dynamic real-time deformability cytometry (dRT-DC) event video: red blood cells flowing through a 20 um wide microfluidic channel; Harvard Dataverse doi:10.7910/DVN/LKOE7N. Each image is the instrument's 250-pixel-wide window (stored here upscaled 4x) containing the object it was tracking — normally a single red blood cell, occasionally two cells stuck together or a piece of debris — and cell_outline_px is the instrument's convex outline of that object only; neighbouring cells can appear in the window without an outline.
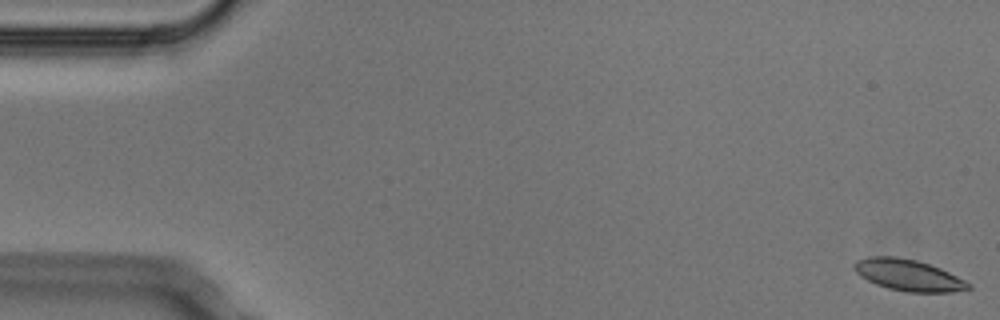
{"species": "Egyptian fruit bat (a non-hibernating species)", "species_latin": "Rousettus aegyptiacus", "temperature_condition": "cold", "stored_images_in_passage": 5, "camera_frame_rate_fps": 3000, "um_per_image_px": 0.085, "animal": {"sex": "male"}, "frame": {"image": 1, "passage_image": 1, "time_ms": 0.0, "image_size_px": [1000, 320], "cell_outline_px": [[972, 288], [952, 292], [908, 292], [888, 288], [876, 284], [860, 276], [852, 268], [856, 260], [868, 256], [896, 256], [916, 260], [940, 268], [972, 284]], "centroid_in_image_um": [77.19, 23.38], "position_along_channel_um": 7.8, "area_um2": 20.87}}
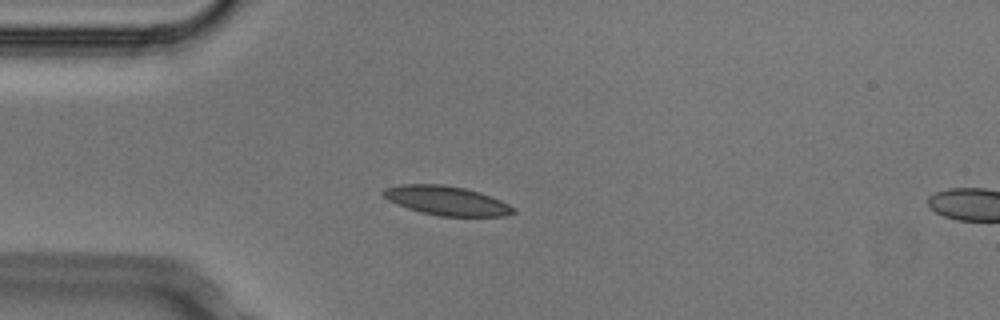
{"frame": {"image": 2, "passage_image": 4, "time_ms": 1.0, "image_size_px": [1000, 320], "cell_outline_px": [[516, 212], [504, 216], [440, 216], [420, 212], [396, 204], [388, 200], [380, 192], [384, 188], [400, 184], [444, 184], [464, 188], [480, 192], [500, 200], [516, 208]], "centroid_in_image_um": [37.94, 17.05], "position_along_channel_um": 47.1, "area_um2": 22.2}}